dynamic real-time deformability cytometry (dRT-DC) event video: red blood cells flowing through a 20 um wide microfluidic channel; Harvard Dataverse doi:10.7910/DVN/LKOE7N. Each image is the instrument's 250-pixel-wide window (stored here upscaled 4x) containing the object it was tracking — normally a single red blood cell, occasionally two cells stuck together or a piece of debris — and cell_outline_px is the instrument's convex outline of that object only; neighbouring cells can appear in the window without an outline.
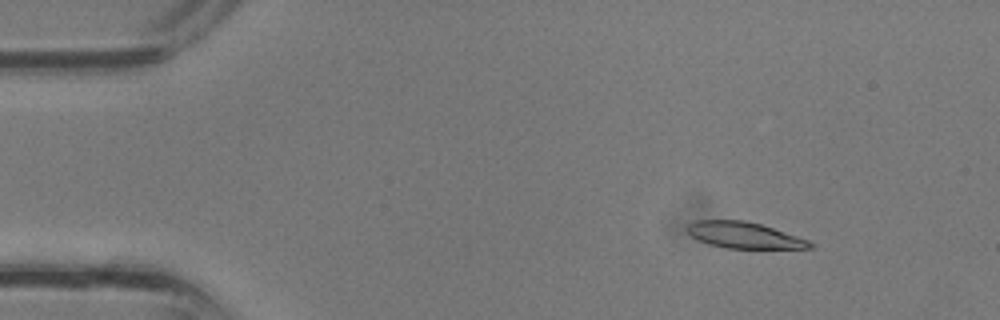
{"species": "common noctule bat (a hibernating species)", "species_latin": "Nyctalus noctula", "temperature_condition": "room temperature", "stored_images_in_passage": 35, "camera_frame_rate_fps": 3000, "um_per_image_px": 0.085, "animal": {"sex": "male", "body_mass_g": 13.3}, "frame": {"image": 1, "passage_image": 4, "time_ms": 1.0, "image_size_px": [1000, 320], "cell_outline_px": [[816, 244], [812, 248], [724, 248], [708, 244], [692, 236], [688, 232], [688, 224], [692, 220], [744, 220], [760, 224], [808, 240]], "centroid_in_image_um": [63.24, 19.99], "position_along_channel_um": 21.8, "area_um2": 18.55}}
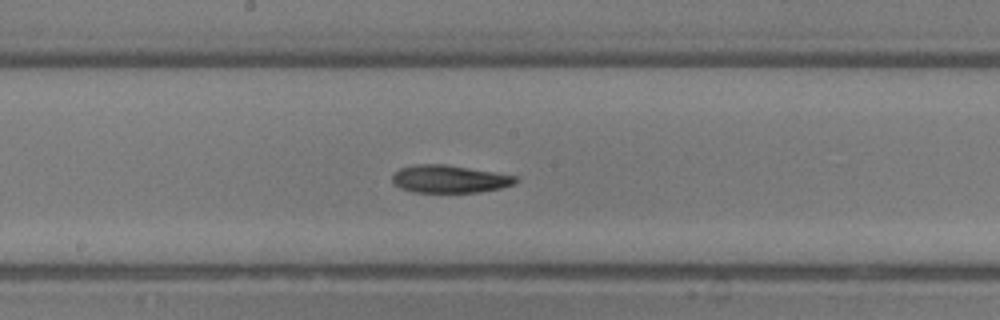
{"frame": {"image": 2, "passage_image": 18, "time_ms": 5.667, "image_size_px": [1000, 320], "cell_outline_px": [[520, 180], [512, 184], [500, 188], [476, 192], [412, 192], [400, 188], [392, 184], [392, 176], [400, 168], [416, 164], [444, 164], [496, 172], [516, 176]], "centroid_in_image_um": [38.18, 15.21], "position_along_channel_um": 210.0, "area_um2": 19.88}}
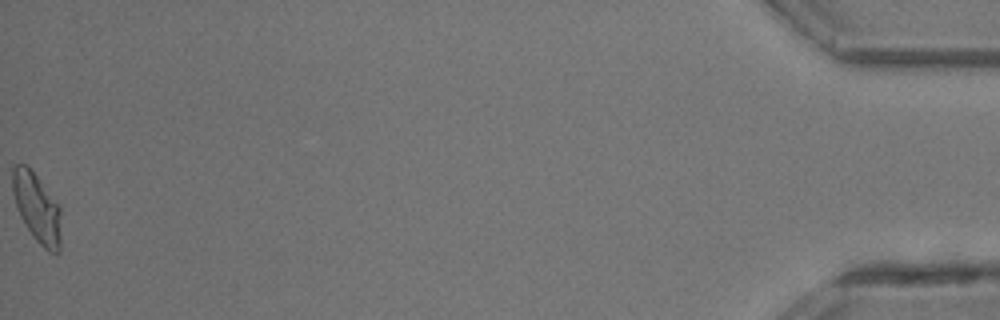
{"frame": {"image": 3, "passage_image": 35, "time_ms": 11.333, "image_size_px": [1000, 320], "cell_outline_px": [[60, 252], [56, 256], [48, 252], [36, 240], [24, 224], [16, 208], [12, 192], [12, 168], [16, 164], [24, 164], [36, 176], [60, 204]], "centroid_in_image_um": [3.14, 17.71], "position_along_channel_um": 432.1, "area_um2": 19.77}}